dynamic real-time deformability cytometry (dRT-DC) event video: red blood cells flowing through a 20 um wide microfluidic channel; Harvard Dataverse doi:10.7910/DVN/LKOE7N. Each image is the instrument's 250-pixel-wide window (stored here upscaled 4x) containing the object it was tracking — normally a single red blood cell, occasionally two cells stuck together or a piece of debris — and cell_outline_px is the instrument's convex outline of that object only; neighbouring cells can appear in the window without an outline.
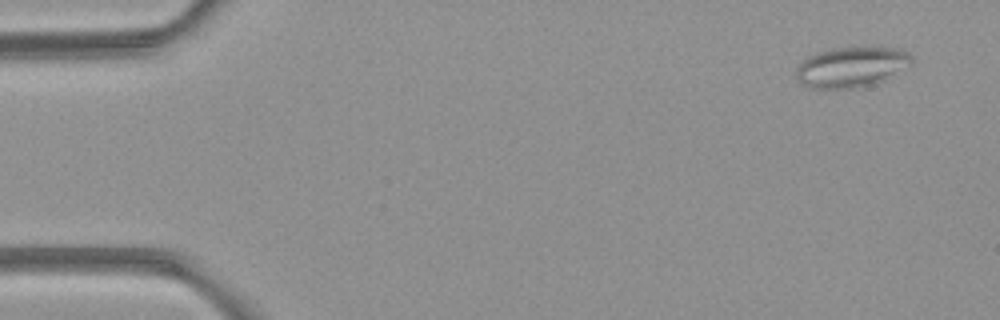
{"species": "common noctule bat (a hibernating species)", "species_latin": "Nyctalus noctula", "temperature_condition": "room temperature", "stored_images_in_passage": 5, "camera_frame_rate_fps": 3000, "um_per_image_px": 0.085, "animal": {"sex": "female", "body_mass_g": 21.9}, "frame": {"image": 1, "passage_image": 1, "time_ms": 0.0, "image_size_px": [1000, 320], "cell_outline_px": [[912, 64], [884, 80], [876, 84], [852, 88], [808, 88], [800, 84], [796, 80], [796, 72], [800, 64], [808, 56], [816, 52], [832, 48], [896, 48], [912, 56]], "centroid_in_image_um": [72.33, 5.71], "position_along_channel_um": 12.7, "area_um2": 26.99}}